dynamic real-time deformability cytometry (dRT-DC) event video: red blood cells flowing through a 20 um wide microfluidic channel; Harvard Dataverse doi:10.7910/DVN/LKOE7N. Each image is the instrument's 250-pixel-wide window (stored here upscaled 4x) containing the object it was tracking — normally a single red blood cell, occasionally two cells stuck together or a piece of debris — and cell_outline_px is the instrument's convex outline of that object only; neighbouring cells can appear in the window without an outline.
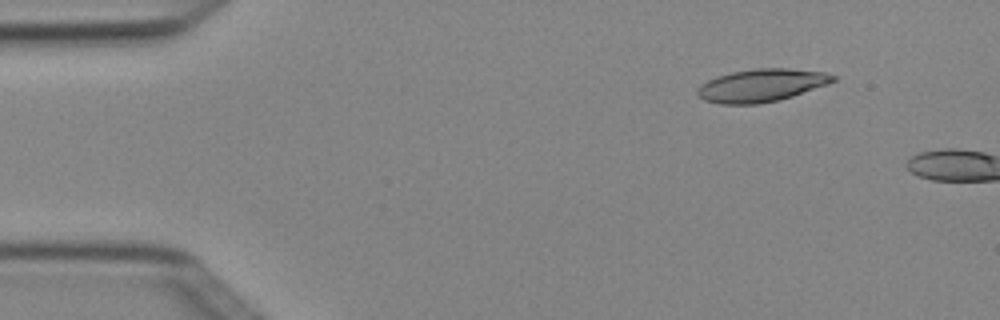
{"species": "Egyptian fruit bat (a non-hibernating species)", "species_latin": "Rousettus aegyptiacus", "temperature_condition": "cold", "stored_images_in_passage": 3, "camera_frame_rate_fps": 3000, "um_per_image_px": 0.085, "animal": {"sex": "female"}, "frame": {"image": 1, "passage_image": 2, "time_ms": 0.333, "image_size_px": [1000, 320], "cell_outline_px": [[836, 80], [828, 84], [780, 100], [760, 104], [720, 104], [704, 100], [696, 96], [696, 88], [700, 84], [716, 76], [732, 72], [756, 68], [788, 68], [824, 72], [836, 76]], "centroid_in_image_um": [64.68, 7.26], "position_along_channel_um": 20.3, "area_um2": 26.13}}